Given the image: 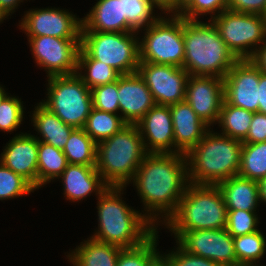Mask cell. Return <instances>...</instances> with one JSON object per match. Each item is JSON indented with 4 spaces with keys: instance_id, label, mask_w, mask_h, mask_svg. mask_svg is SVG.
Instances as JSON below:
<instances>
[{
    "instance_id": "cell-29",
    "label": "cell",
    "mask_w": 266,
    "mask_h": 266,
    "mask_svg": "<svg viewBox=\"0 0 266 266\" xmlns=\"http://www.w3.org/2000/svg\"><path fill=\"white\" fill-rule=\"evenodd\" d=\"M67 165L68 162L62 150L39 141L38 189L58 178Z\"/></svg>"
},
{
    "instance_id": "cell-37",
    "label": "cell",
    "mask_w": 266,
    "mask_h": 266,
    "mask_svg": "<svg viewBox=\"0 0 266 266\" xmlns=\"http://www.w3.org/2000/svg\"><path fill=\"white\" fill-rule=\"evenodd\" d=\"M24 107L21 98L7 95L0 104V131H16L22 124Z\"/></svg>"
},
{
    "instance_id": "cell-14",
    "label": "cell",
    "mask_w": 266,
    "mask_h": 266,
    "mask_svg": "<svg viewBox=\"0 0 266 266\" xmlns=\"http://www.w3.org/2000/svg\"><path fill=\"white\" fill-rule=\"evenodd\" d=\"M59 8L30 9L18 25L27 36L81 39L82 18Z\"/></svg>"
},
{
    "instance_id": "cell-13",
    "label": "cell",
    "mask_w": 266,
    "mask_h": 266,
    "mask_svg": "<svg viewBox=\"0 0 266 266\" xmlns=\"http://www.w3.org/2000/svg\"><path fill=\"white\" fill-rule=\"evenodd\" d=\"M137 72L144 79L157 105L170 106L185 101L189 74L184 68L140 62Z\"/></svg>"
},
{
    "instance_id": "cell-5",
    "label": "cell",
    "mask_w": 266,
    "mask_h": 266,
    "mask_svg": "<svg viewBox=\"0 0 266 266\" xmlns=\"http://www.w3.org/2000/svg\"><path fill=\"white\" fill-rule=\"evenodd\" d=\"M148 153L136 124L97 143L96 169L108 186L126 187Z\"/></svg>"
},
{
    "instance_id": "cell-26",
    "label": "cell",
    "mask_w": 266,
    "mask_h": 266,
    "mask_svg": "<svg viewBox=\"0 0 266 266\" xmlns=\"http://www.w3.org/2000/svg\"><path fill=\"white\" fill-rule=\"evenodd\" d=\"M77 75L90 89L113 83L121 76L111 66L102 61L94 60L82 47L78 54Z\"/></svg>"
},
{
    "instance_id": "cell-21",
    "label": "cell",
    "mask_w": 266,
    "mask_h": 266,
    "mask_svg": "<svg viewBox=\"0 0 266 266\" xmlns=\"http://www.w3.org/2000/svg\"><path fill=\"white\" fill-rule=\"evenodd\" d=\"M57 179L62 180L64 197L71 202L83 200L93 192L99 196L108 187L95 166L68 164Z\"/></svg>"
},
{
    "instance_id": "cell-9",
    "label": "cell",
    "mask_w": 266,
    "mask_h": 266,
    "mask_svg": "<svg viewBox=\"0 0 266 266\" xmlns=\"http://www.w3.org/2000/svg\"><path fill=\"white\" fill-rule=\"evenodd\" d=\"M143 33L144 36L139 42L140 62L183 68V17L173 14L168 15V18L161 16Z\"/></svg>"
},
{
    "instance_id": "cell-43",
    "label": "cell",
    "mask_w": 266,
    "mask_h": 266,
    "mask_svg": "<svg viewBox=\"0 0 266 266\" xmlns=\"http://www.w3.org/2000/svg\"><path fill=\"white\" fill-rule=\"evenodd\" d=\"M150 3L167 15H178V0H150Z\"/></svg>"
},
{
    "instance_id": "cell-2",
    "label": "cell",
    "mask_w": 266,
    "mask_h": 266,
    "mask_svg": "<svg viewBox=\"0 0 266 266\" xmlns=\"http://www.w3.org/2000/svg\"><path fill=\"white\" fill-rule=\"evenodd\" d=\"M124 187L108 186L98 197V230L91 238L121 248L143 244L158 229L140 211L122 200Z\"/></svg>"
},
{
    "instance_id": "cell-8",
    "label": "cell",
    "mask_w": 266,
    "mask_h": 266,
    "mask_svg": "<svg viewBox=\"0 0 266 266\" xmlns=\"http://www.w3.org/2000/svg\"><path fill=\"white\" fill-rule=\"evenodd\" d=\"M47 96L42 104L64 123L83 128L90 115L91 89L76 74L48 77Z\"/></svg>"
},
{
    "instance_id": "cell-17",
    "label": "cell",
    "mask_w": 266,
    "mask_h": 266,
    "mask_svg": "<svg viewBox=\"0 0 266 266\" xmlns=\"http://www.w3.org/2000/svg\"><path fill=\"white\" fill-rule=\"evenodd\" d=\"M147 153H175L172 115L169 106L155 105L136 124Z\"/></svg>"
},
{
    "instance_id": "cell-30",
    "label": "cell",
    "mask_w": 266,
    "mask_h": 266,
    "mask_svg": "<svg viewBox=\"0 0 266 266\" xmlns=\"http://www.w3.org/2000/svg\"><path fill=\"white\" fill-rule=\"evenodd\" d=\"M238 175L255 181L266 177V141L243 143Z\"/></svg>"
},
{
    "instance_id": "cell-24",
    "label": "cell",
    "mask_w": 266,
    "mask_h": 266,
    "mask_svg": "<svg viewBox=\"0 0 266 266\" xmlns=\"http://www.w3.org/2000/svg\"><path fill=\"white\" fill-rule=\"evenodd\" d=\"M32 113L31 122L34 126V130L42 136L34 137L46 144L52 145L57 149L63 150L65 147L71 132L74 127L64 123L58 116L45 107L41 102L37 103V106Z\"/></svg>"
},
{
    "instance_id": "cell-11",
    "label": "cell",
    "mask_w": 266,
    "mask_h": 266,
    "mask_svg": "<svg viewBox=\"0 0 266 266\" xmlns=\"http://www.w3.org/2000/svg\"><path fill=\"white\" fill-rule=\"evenodd\" d=\"M37 66L44 68L46 76L77 73L81 39H61L51 36H27Z\"/></svg>"
},
{
    "instance_id": "cell-41",
    "label": "cell",
    "mask_w": 266,
    "mask_h": 266,
    "mask_svg": "<svg viewBox=\"0 0 266 266\" xmlns=\"http://www.w3.org/2000/svg\"><path fill=\"white\" fill-rule=\"evenodd\" d=\"M266 141V114L256 112L253 118L247 136L242 140L243 143H261Z\"/></svg>"
},
{
    "instance_id": "cell-16",
    "label": "cell",
    "mask_w": 266,
    "mask_h": 266,
    "mask_svg": "<svg viewBox=\"0 0 266 266\" xmlns=\"http://www.w3.org/2000/svg\"><path fill=\"white\" fill-rule=\"evenodd\" d=\"M185 101L206 125L217 124L224 101L223 78L189 75Z\"/></svg>"
},
{
    "instance_id": "cell-27",
    "label": "cell",
    "mask_w": 266,
    "mask_h": 266,
    "mask_svg": "<svg viewBox=\"0 0 266 266\" xmlns=\"http://www.w3.org/2000/svg\"><path fill=\"white\" fill-rule=\"evenodd\" d=\"M68 164L96 166L97 143L84 131L75 128L62 150Z\"/></svg>"
},
{
    "instance_id": "cell-7",
    "label": "cell",
    "mask_w": 266,
    "mask_h": 266,
    "mask_svg": "<svg viewBox=\"0 0 266 266\" xmlns=\"http://www.w3.org/2000/svg\"><path fill=\"white\" fill-rule=\"evenodd\" d=\"M137 33L81 31V47L94 59L111 66L121 75L138 71L140 49Z\"/></svg>"
},
{
    "instance_id": "cell-49",
    "label": "cell",
    "mask_w": 266,
    "mask_h": 266,
    "mask_svg": "<svg viewBox=\"0 0 266 266\" xmlns=\"http://www.w3.org/2000/svg\"><path fill=\"white\" fill-rule=\"evenodd\" d=\"M193 0H178V15L192 2Z\"/></svg>"
},
{
    "instance_id": "cell-42",
    "label": "cell",
    "mask_w": 266,
    "mask_h": 266,
    "mask_svg": "<svg viewBox=\"0 0 266 266\" xmlns=\"http://www.w3.org/2000/svg\"><path fill=\"white\" fill-rule=\"evenodd\" d=\"M228 10L238 13H252L266 17V0H229Z\"/></svg>"
},
{
    "instance_id": "cell-6",
    "label": "cell",
    "mask_w": 266,
    "mask_h": 266,
    "mask_svg": "<svg viewBox=\"0 0 266 266\" xmlns=\"http://www.w3.org/2000/svg\"><path fill=\"white\" fill-rule=\"evenodd\" d=\"M163 225L169 231L226 228L227 207L218 186L189 183L176 211Z\"/></svg>"
},
{
    "instance_id": "cell-19",
    "label": "cell",
    "mask_w": 266,
    "mask_h": 266,
    "mask_svg": "<svg viewBox=\"0 0 266 266\" xmlns=\"http://www.w3.org/2000/svg\"><path fill=\"white\" fill-rule=\"evenodd\" d=\"M118 102L120 116L126 124H137L156 105L138 72L118 78Z\"/></svg>"
},
{
    "instance_id": "cell-28",
    "label": "cell",
    "mask_w": 266,
    "mask_h": 266,
    "mask_svg": "<svg viewBox=\"0 0 266 266\" xmlns=\"http://www.w3.org/2000/svg\"><path fill=\"white\" fill-rule=\"evenodd\" d=\"M252 118V112L223 101L217 123L222 135L242 141L247 136Z\"/></svg>"
},
{
    "instance_id": "cell-40",
    "label": "cell",
    "mask_w": 266,
    "mask_h": 266,
    "mask_svg": "<svg viewBox=\"0 0 266 266\" xmlns=\"http://www.w3.org/2000/svg\"><path fill=\"white\" fill-rule=\"evenodd\" d=\"M176 250L166 254L172 266H222L210 259L189 254L178 243Z\"/></svg>"
},
{
    "instance_id": "cell-32",
    "label": "cell",
    "mask_w": 266,
    "mask_h": 266,
    "mask_svg": "<svg viewBox=\"0 0 266 266\" xmlns=\"http://www.w3.org/2000/svg\"><path fill=\"white\" fill-rule=\"evenodd\" d=\"M125 125L120 115L92 108L83 129L96 143H99L110 138Z\"/></svg>"
},
{
    "instance_id": "cell-35",
    "label": "cell",
    "mask_w": 266,
    "mask_h": 266,
    "mask_svg": "<svg viewBox=\"0 0 266 266\" xmlns=\"http://www.w3.org/2000/svg\"><path fill=\"white\" fill-rule=\"evenodd\" d=\"M35 190L26 179L0 162V200L26 196Z\"/></svg>"
},
{
    "instance_id": "cell-47",
    "label": "cell",
    "mask_w": 266,
    "mask_h": 266,
    "mask_svg": "<svg viewBox=\"0 0 266 266\" xmlns=\"http://www.w3.org/2000/svg\"><path fill=\"white\" fill-rule=\"evenodd\" d=\"M148 266H172L169 257L159 252L150 260Z\"/></svg>"
},
{
    "instance_id": "cell-4",
    "label": "cell",
    "mask_w": 266,
    "mask_h": 266,
    "mask_svg": "<svg viewBox=\"0 0 266 266\" xmlns=\"http://www.w3.org/2000/svg\"><path fill=\"white\" fill-rule=\"evenodd\" d=\"M242 145L241 140L209 130L185 154L189 182L217 185L238 175Z\"/></svg>"
},
{
    "instance_id": "cell-23",
    "label": "cell",
    "mask_w": 266,
    "mask_h": 266,
    "mask_svg": "<svg viewBox=\"0 0 266 266\" xmlns=\"http://www.w3.org/2000/svg\"><path fill=\"white\" fill-rule=\"evenodd\" d=\"M227 210L256 211L260 203L258 181L235 175L217 184Z\"/></svg>"
},
{
    "instance_id": "cell-20",
    "label": "cell",
    "mask_w": 266,
    "mask_h": 266,
    "mask_svg": "<svg viewBox=\"0 0 266 266\" xmlns=\"http://www.w3.org/2000/svg\"><path fill=\"white\" fill-rule=\"evenodd\" d=\"M172 115L175 153L186 154L211 129L186 102L170 105Z\"/></svg>"
},
{
    "instance_id": "cell-46",
    "label": "cell",
    "mask_w": 266,
    "mask_h": 266,
    "mask_svg": "<svg viewBox=\"0 0 266 266\" xmlns=\"http://www.w3.org/2000/svg\"><path fill=\"white\" fill-rule=\"evenodd\" d=\"M24 0H0V13L8 18L9 15L15 12L19 4ZM11 13V14H10Z\"/></svg>"
},
{
    "instance_id": "cell-31",
    "label": "cell",
    "mask_w": 266,
    "mask_h": 266,
    "mask_svg": "<svg viewBox=\"0 0 266 266\" xmlns=\"http://www.w3.org/2000/svg\"><path fill=\"white\" fill-rule=\"evenodd\" d=\"M234 251L238 266H256L266 251L265 235L258 230L254 233L233 237Z\"/></svg>"
},
{
    "instance_id": "cell-48",
    "label": "cell",
    "mask_w": 266,
    "mask_h": 266,
    "mask_svg": "<svg viewBox=\"0 0 266 266\" xmlns=\"http://www.w3.org/2000/svg\"><path fill=\"white\" fill-rule=\"evenodd\" d=\"M260 203H266V177L258 181Z\"/></svg>"
},
{
    "instance_id": "cell-1",
    "label": "cell",
    "mask_w": 266,
    "mask_h": 266,
    "mask_svg": "<svg viewBox=\"0 0 266 266\" xmlns=\"http://www.w3.org/2000/svg\"><path fill=\"white\" fill-rule=\"evenodd\" d=\"M130 182L145 206L143 214L158 228L176 211L190 183L185 154L148 153Z\"/></svg>"
},
{
    "instance_id": "cell-34",
    "label": "cell",
    "mask_w": 266,
    "mask_h": 266,
    "mask_svg": "<svg viewBox=\"0 0 266 266\" xmlns=\"http://www.w3.org/2000/svg\"><path fill=\"white\" fill-rule=\"evenodd\" d=\"M158 232L156 231L143 244L134 248H123L116 266H148L150 260L159 252L157 250Z\"/></svg>"
},
{
    "instance_id": "cell-12",
    "label": "cell",
    "mask_w": 266,
    "mask_h": 266,
    "mask_svg": "<svg viewBox=\"0 0 266 266\" xmlns=\"http://www.w3.org/2000/svg\"><path fill=\"white\" fill-rule=\"evenodd\" d=\"M189 254L210 259L222 266H238L233 236L226 228L193 231H171Z\"/></svg>"
},
{
    "instance_id": "cell-15",
    "label": "cell",
    "mask_w": 266,
    "mask_h": 266,
    "mask_svg": "<svg viewBox=\"0 0 266 266\" xmlns=\"http://www.w3.org/2000/svg\"><path fill=\"white\" fill-rule=\"evenodd\" d=\"M259 68L251 59H238L223 78L224 101L235 107L258 112Z\"/></svg>"
},
{
    "instance_id": "cell-38",
    "label": "cell",
    "mask_w": 266,
    "mask_h": 266,
    "mask_svg": "<svg viewBox=\"0 0 266 266\" xmlns=\"http://www.w3.org/2000/svg\"><path fill=\"white\" fill-rule=\"evenodd\" d=\"M93 108L113 114L119 113L118 80L91 89Z\"/></svg>"
},
{
    "instance_id": "cell-45",
    "label": "cell",
    "mask_w": 266,
    "mask_h": 266,
    "mask_svg": "<svg viewBox=\"0 0 266 266\" xmlns=\"http://www.w3.org/2000/svg\"><path fill=\"white\" fill-rule=\"evenodd\" d=\"M251 60L257 65L261 73L266 74V38Z\"/></svg>"
},
{
    "instance_id": "cell-44",
    "label": "cell",
    "mask_w": 266,
    "mask_h": 266,
    "mask_svg": "<svg viewBox=\"0 0 266 266\" xmlns=\"http://www.w3.org/2000/svg\"><path fill=\"white\" fill-rule=\"evenodd\" d=\"M259 106L258 112L266 114V74L261 73L259 69Z\"/></svg>"
},
{
    "instance_id": "cell-3",
    "label": "cell",
    "mask_w": 266,
    "mask_h": 266,
    "mask_svg": "<svg viewBox=\"0 0 266 266\" xmlns=\"http://www.w3.org/2000/svg\"><path fill=\"white\" fill-rule=\"evenodd\" d=\"M183 37V68L189 75L224 78L238 60L211 20L204 22L183 18Z\"/></svg>"
},
{
    "instance_id": "cell-10",
    "label": "cell",
    "mask_w": 266,
    "mask_h": 266,
    "mask_svg": "<svg viewBox=\"0 0 266 266\" xmlns=\"http://www.w3.org/2000/svg\"><path fill=\"white\" fill-rule=\"evenodd\" d=\"M237 59H251L266 38V17L224 10L210 19ZM259 45V46H258Z\"/></svg>"
},
{
    "instance_id": "cell-22",
    "label": "cell",
    "mask_w": 266,
    "mask_h": 266,
    "mask_svg": "<svg viewBox=\"0 0 266 266\" xmlns=\"http://www.w3.org/2000/svg\"><path fill=\"white\" fill-rule=\"evenodd\" d=\"M81 31L129 32V24L122 17L121 0H97L82 18Z\"/></svg>"
},
{
    "instance_id": "cell-50",
    "label": "cell",
    "mask_w": 266,
    "mask_h": 266,
    "mask_svg": "<svg viewBox=\"0 0 266 266\" xmlns=\"http://www.w3.org/2000/svg\"><path fill=\"white\" fill-rule=\"evenodd\" d=\"M8 95V93L5 91L3 86L0 85V104L4 100V98Z\"/></svg>"
},
{
    "instance_id": "cell-25",
    "label": "cell",
    "mask_w": 266,
    "mask_h": 266,
    "mask_svg": "<svg viewBox=\"0 0 266 266\" xmlns=\"http://www.w3.org/2000/svg\"><path fill=\"white\" fill-rule=\"evenodd\" d=\"M122 249L90 237L66 256L73 266H116Z\"/></svg>"
},
{
    "instance_id": "cell-36",
    "label": "cell",
    "mask_w": 266,
    "mask_h": 266,
    "mask_svg": "<svg viewBox=\"0 0 266 266\" xmlns=\"http://www.w3.org/2000/svg\"><path fill=\"white\" fill-rule=\"evenodd\" d=\"M259 218L256 211L227 210V231L233 236H241L258 231Z\"/></svg>"
},
{
    "instance_id": "cell-39",
    "label": "cell",
    "mask_w": 266,
    "mask_h": 266,
    "mask_svg": "<svg viewBox=\"0 0 266 266\" xmlns=\"http://www.w3.org/2000/svg\"><path fill=\"white\" fill-rule=\"evenodd\" d=\"M229 0H193L179 15L184 19L197 20L210 14V19L228 9Z\"/></svg>"
},
{
    "instance_id": "cell-33",
    "label": "cell",
    "mask_w": 266,
    "mask_h": 266,
    "mask_svg": "<svg viewBox=\"0 0 266 266\" xmlns=\"http://www.w3.org/2000/svg\"><path fill=\"white\" fill-rule=\"evenodd\" d=\"M121 8L122 17H125L129 24V32L137 34L140 30L145 31L161 17L154 15L155 7L150 0H121Z\"/></svg>"
},
{
    "instance_id": "cell-51",
    "label": "cell",
    "mask_w": 266,
    "mask_h": 266,
    "mask_svg": "<svg viewBox=\"0 0 266 266\" xmlns=\"http://www.w3.org/2000/svg\"><path fill=\"white\" fill-rule=\"evenodd\" d=\"M4 20H6L5 17L0 13V23H3Z\"/></svg>"
},
{
    "instance_id": "cell-18",
    "label": "cell",
    "mask_w": 266,
    "mask_h": 266,
    "mask_svg": "<svg viewBox=\"0 0 266 266\" xmlns=\"http://www.w3.org/2000/svg\"><path fill=\"white\" fill-rule=\"evenodd\" d=\"M4 147L0 162L38 189L39 141L30 133H21L12 137Z\"/></svg>"
}]
</instances>
